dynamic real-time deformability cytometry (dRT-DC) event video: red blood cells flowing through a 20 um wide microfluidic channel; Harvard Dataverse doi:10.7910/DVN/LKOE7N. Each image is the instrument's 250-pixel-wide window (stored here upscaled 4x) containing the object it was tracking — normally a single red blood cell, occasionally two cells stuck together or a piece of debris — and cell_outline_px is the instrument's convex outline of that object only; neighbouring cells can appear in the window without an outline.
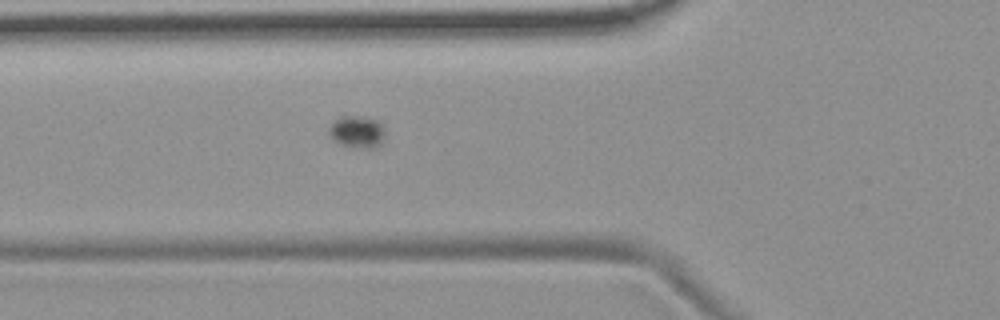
{"species": "common noctule bat (a hibernating species)", "species_latin": "Nyctalus noctula", "temperature_condition": "room temperature", "stored_images_in_passage": 58, "camera_frame_rate_fps": 3000, "um_per_image_px": 0.085, "animal": {"sex": "female", "body_mass_g": 19.9}, "frame": {"image": 1, "passage_image": 15, "time_ms": 4.667, "image_size_px": [1000, 320], "cell_outline_px": [[384, 136], [380, 144], [372, 148], [352, 148], [340, 144], [332, 140], [328, 132], [328, 128], [340, 116], [360, 116], [376, 120], [384, 128]], "centroid_in_image_um": [30.32, 11.22], "position_along_channel_um": 95.5, "area_um2": 10.52}}
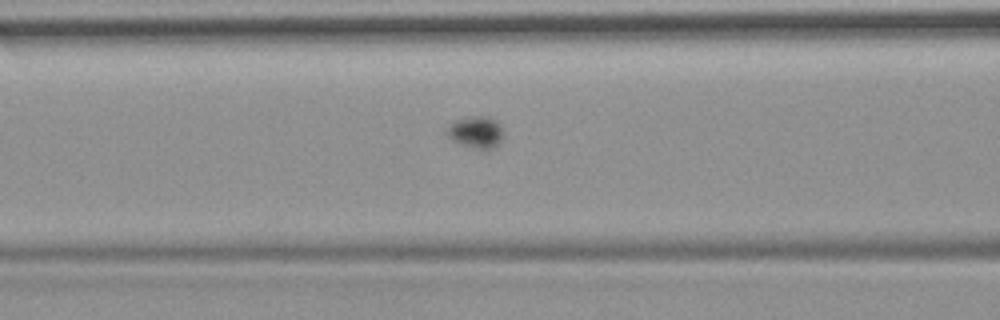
{"frame": {"image": 2, "passage_image": 18, "time_ms": 5.667, "image_size_px": [1000, 320], "cell_outline_px": [[504, 136], [500, 144], [496, 148], [476, 148], [460, 144], [452, 140], [448, 136], [448, 128], [456, 120], [468, 116], [488, 116], [500, 120], [504, 132]], "centroid_in_image_um": [40.56, 11.21], "position_along_channel_um": 126.0, "area_um2": 10.69}}